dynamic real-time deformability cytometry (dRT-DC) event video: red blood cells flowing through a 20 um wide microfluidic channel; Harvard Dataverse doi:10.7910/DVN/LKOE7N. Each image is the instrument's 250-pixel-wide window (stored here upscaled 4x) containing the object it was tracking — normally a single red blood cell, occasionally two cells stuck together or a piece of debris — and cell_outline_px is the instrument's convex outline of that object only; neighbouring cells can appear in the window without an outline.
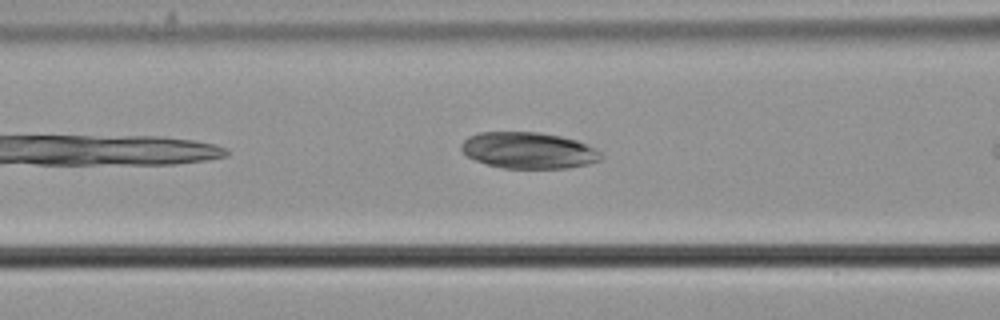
{"species": "common noctule bat (a hibernating species)", "species_latin": "Nyctalus noctula", "temperature_condition": "cold", "stored_images_in_passage": 30, "camera_frame_rate_fps": 3000, "um_per_image_px": 0.085, "animal": {"sex": "male", "body_mass_g": 21.5, "forearm_length_mm": 52.0}, "frame": {"image": 1, "passage_image": 9, "time_ms": 2.667, "image_size_px": [1000, 320], "cell_outline_px": [[604, 156], [600, 160], [588, 164], [568, 168], [504, 168], [488, 164], [476, 160], [468, 156], [460, 148], [460, 144], [468, 136], [480, 132], [540, 132], [560, 136], [576, 140], [600, 152]], "centroid_in_image_um": [44.91, 12.78], "position_along_channel_um": 121.7, "area_um2": 29.42}}
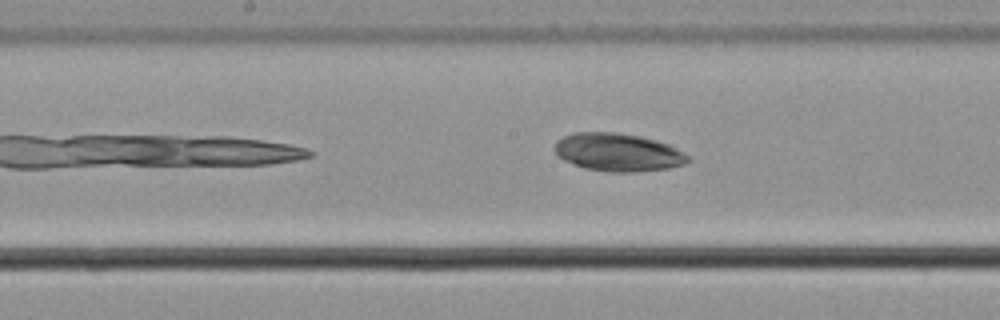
{"frame": {"image": 2, "passage_image": 15, "time_ms": 4.667, "image_size_px": [1000, 320], "cell_outline_px": [[692, 160], [684, 164], [668, 168], [636, 172], [612, 172], [584, 168], [564, 160], [556, 156], [556, 140], [572, 132], [616, 132], [640, 136], [656, 140], [668, 144], [676, 148], [688, 156]], "centroid_in_image_um": [52.52, 12.94], "position_along_channel_um": 195.7, "area_um2": 29.54}}
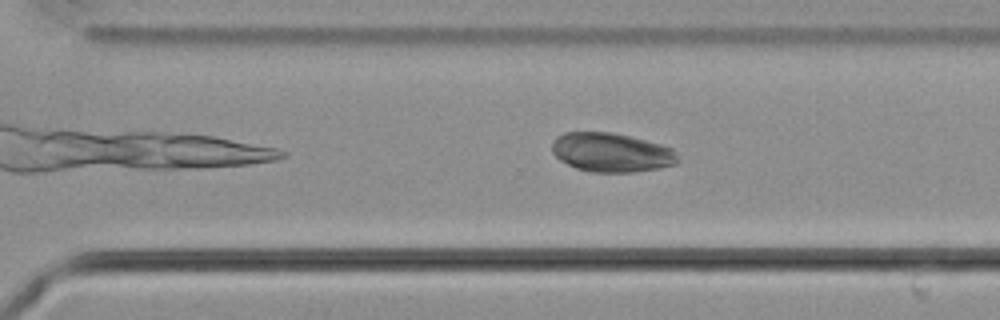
{"frame": {"image": 3, "passage_image": 25, "time_ms": 8.0, "image_size_px": [1000, 320], "cell_outline_px": [[680, 160], [676, 164], [660, 168], [632, 172], [592, 172], [576, 168], [560, 160], [552, 152], [552, 144], [556, 136], [564, 132], [612, 132], [660, 144], [672, 148]], "centroid_in_image_um": [51.96, 12.96], "position_along_channel_um": 318.6, "area_um2": 28.61}}